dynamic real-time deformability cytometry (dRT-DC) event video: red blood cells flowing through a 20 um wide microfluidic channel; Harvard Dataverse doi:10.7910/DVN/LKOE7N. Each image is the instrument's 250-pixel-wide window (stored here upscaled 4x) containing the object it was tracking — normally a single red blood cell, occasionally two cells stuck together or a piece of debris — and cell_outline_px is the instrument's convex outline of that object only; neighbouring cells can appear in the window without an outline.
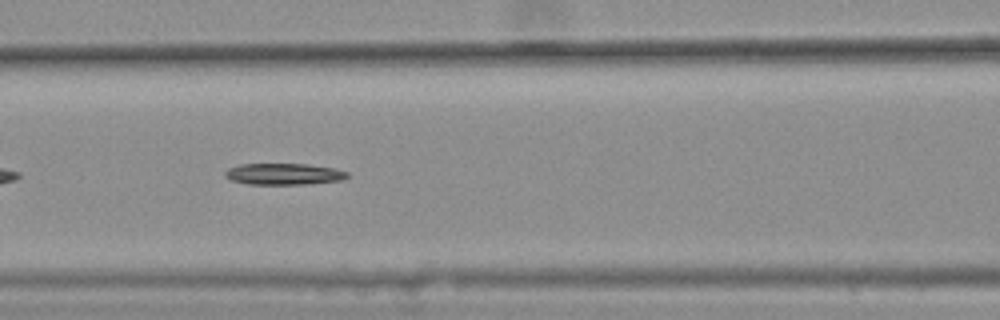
{"species": "common noctule bat (a hibernating species)", "species_latin": "Nyctalus noctula", "temperature_condition": "warm", "stored_images_in_passage": 32, "camera_frame_rate_fps": 3000, "um_per_image_px": 0.085, "animal": {"sex": "female", "body_mass_g": 25.1}, "frame": {"image": 1, "passage_image": 10, "time_ms": 3.0, "image_size_px": [1000, 320], "cell_outline_px": [[348, 176], [344, 180], [308, 184], [248, 184], [232, 180], [224, 176], [224, 172], [228, 168], [240, 164], [308, 164], [332, 168], [348, 172]], "centroid_in_image_um": [24.12, 14.79], "position_along_channel_um": 142.5, "area_um2": 15.26}}
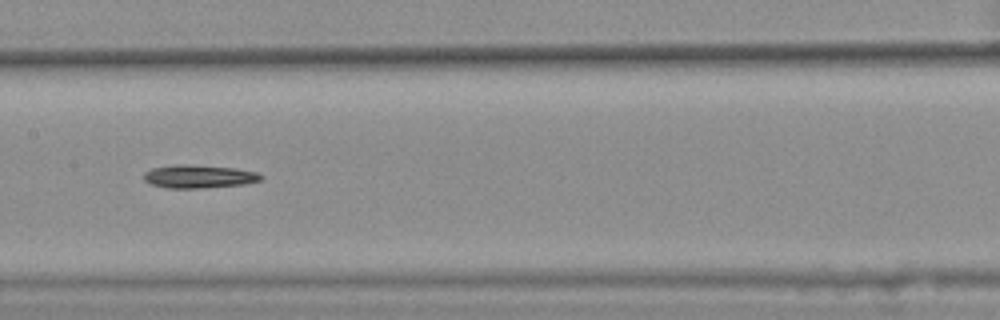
{"frame": {"image": 2, "passage_image": 14, "time_ms": 4.333, "image_size_px": [1000, 320], "cell_outline_px": [[264, 176], [260, 180], [244, 184], [200, 188], [168, 188], [152, 184], [144, 180], [144, 172], [152, 168], [176, 164], [188, 164], [236, 168], [256, 172]], "centroid_in_image_um": [16.89, 14.99], "position_along_channel_um": 190.5, "area_um2": 15.78}, "authors_computed_cell_mechanics": {"area_um2": 15.4615, "velocity_mm_per_s": 3.6034, "shape_relaxation_time_tau1_ms": 6.9877, "shape_relaxation_time_tau2_ms": null, "deformation_change_tau1": 0.1633, "deformation_change_tau2": null}}